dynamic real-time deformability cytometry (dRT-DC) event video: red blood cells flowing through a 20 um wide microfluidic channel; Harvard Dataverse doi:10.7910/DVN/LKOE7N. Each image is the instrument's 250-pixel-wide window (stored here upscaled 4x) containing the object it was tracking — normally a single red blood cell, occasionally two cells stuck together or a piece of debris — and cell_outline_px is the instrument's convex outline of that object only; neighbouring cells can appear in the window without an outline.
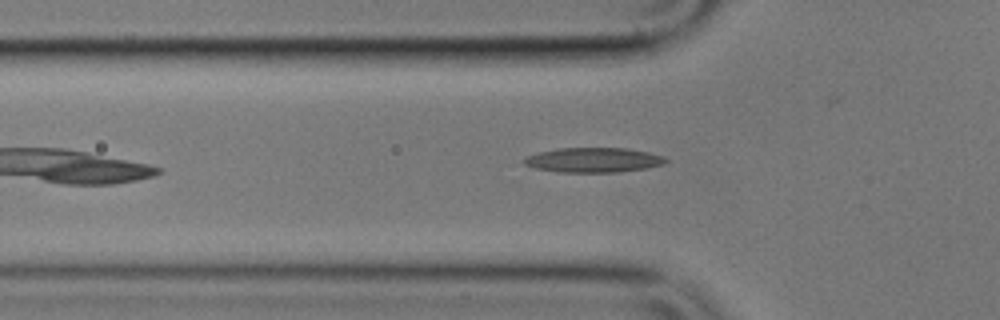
{"species": "common noctule bat (a hibernating species)", "species_latin": "Nyctalus noctula", "temperature_condition": "cold", "stored_images_in_passage": 48, "camera_frame_rate_fps": 3000, "um_per_image_px": 0.085, "animal": {"sex": "male", "body_mass_g": 17.9}, "frame": {"image": 1, "passage_image": 10, "time_ms": 3.0, "image_size_px": [1000, 320], "cell_outline_px": [[668, 160], [664, 164], [644, 168], [616, 172], [560, 172], [536, 168], [524, 164], [524, 156], [556, 148], [628, 148], [648, 152], [664, 156]], "centroid_in_image_um": [50.44, 13.59], "position_along_channel_um": 75.4, "area_um2": 20.35}}
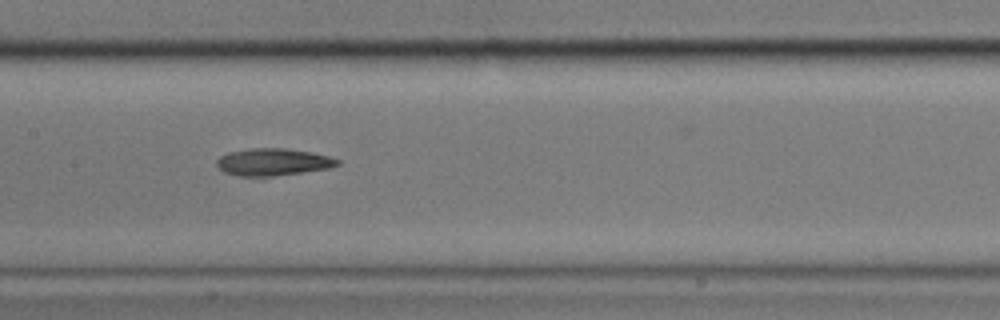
{"frame": {"image": 2, "passage_image": 19, "time_ms": 6.0, "image_size_px": [1000, 320], "cell_outline_px": [[340, 164], [328, 168], [272, 176], [240, 176], [224, 172], [216, 164], [216, 160], [220, 156], [228, 152], [248, 148], [284, 148], [312, 152], [328, 156], [340, 160]], "centroid_in_image_um": [23.18, 13.76], "position_along_channel_um": 184.2, "area_um2": 19.02}}
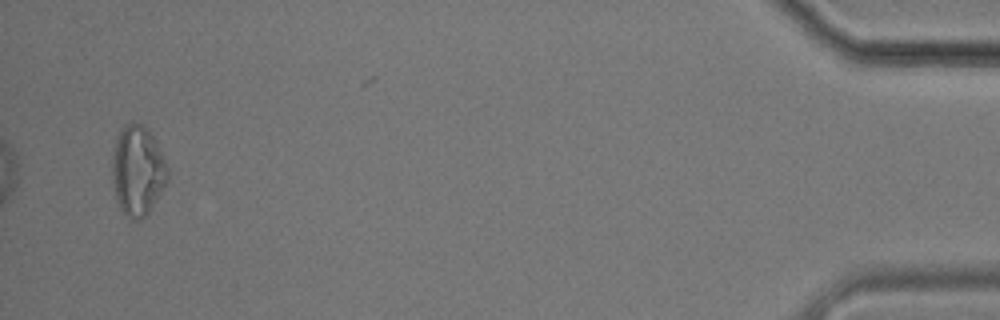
{"frame": {"image": 3, "passage_image": 46, "time_ms": 15.0, "image_size_px": [1000, 320], "cell_outline_px": [[168, 180], [148, 212], [140, 220], [128, 220], [120, 208], [112, 184], [112, 156], [116, 140], [120, 128], [128, 120], [132, 120], [148, 128], [168, 168]], "centroid_in_image_um": [11.66, 14.48], "position_along_channel_um": 423.5, "area_um2": 29.07}}